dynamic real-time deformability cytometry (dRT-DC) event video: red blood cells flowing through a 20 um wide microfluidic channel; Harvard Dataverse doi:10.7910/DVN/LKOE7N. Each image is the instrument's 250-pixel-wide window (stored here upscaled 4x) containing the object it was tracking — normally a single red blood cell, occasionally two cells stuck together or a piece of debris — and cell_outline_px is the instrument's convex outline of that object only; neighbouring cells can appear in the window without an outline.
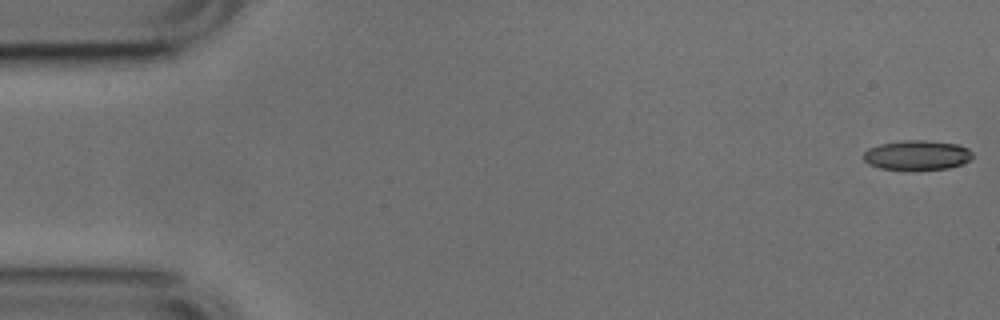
{"species": "common noctule bat (a hibernating species)", "species_latin": "Nyctalus noctula", "temperature_condition": "cold", "stored_images_in_passage": 12, "camera_frame_rate_fps": 3000, "um_per_image_px": 0.085, "animal": {"sex": "male", "body_mass_g": 17.9, "forearm_length_mm": 54.2}, "frame": {"image": 1, "passage_image": 1, "time_ms": 0.0, "image_size_px": [1000, 320], "cell_outline_px": [[972, 160], [948, 168], [880, 168], [868, 164], [864, 160], [864, 152], [868, 148], [880, 144], [904, 140], [924, 140], [956, 144], [968, 148], [972, 152]], "centroid_in_image_um": [77.95, 13.16], "position_along_channel_um": 7.0, "area_um2": 18.38}}